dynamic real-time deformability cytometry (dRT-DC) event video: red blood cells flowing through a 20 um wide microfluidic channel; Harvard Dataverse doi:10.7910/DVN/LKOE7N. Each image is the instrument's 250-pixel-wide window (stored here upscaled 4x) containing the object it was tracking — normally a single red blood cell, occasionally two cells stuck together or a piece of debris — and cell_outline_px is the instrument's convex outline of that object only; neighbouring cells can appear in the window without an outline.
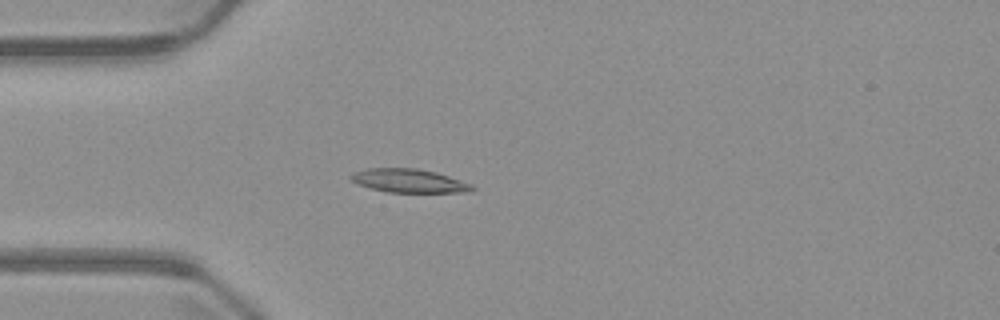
{"species": "common noctule bat (a hibernating species)", "species_latin": "Nyctalus noctula", "temperature_condition": "warm", "stored_images_in_passage": 4, "camera_frame_rate_fps": 3000, "um_per_image_px": 0.085, "animal": {"sex": "male", "body_mass_g": 23.1, "forearm_length_mm": 52.7}, "frame": {"image": 1, "passage_image": 4, "time_ms": 4.333, "image_size_px": [1000, 320], "cell_outline_px": [[476, 188], [472, 192], [388, 192], [356, 184], [348, 176], [352, 172], [368, 168], [416, 168], [436, 172], [472, 184]], "centroid_in_image_um": [34.75, 15.36], "position_along_channel_um": 50.2, "area_um2": 16.7}}